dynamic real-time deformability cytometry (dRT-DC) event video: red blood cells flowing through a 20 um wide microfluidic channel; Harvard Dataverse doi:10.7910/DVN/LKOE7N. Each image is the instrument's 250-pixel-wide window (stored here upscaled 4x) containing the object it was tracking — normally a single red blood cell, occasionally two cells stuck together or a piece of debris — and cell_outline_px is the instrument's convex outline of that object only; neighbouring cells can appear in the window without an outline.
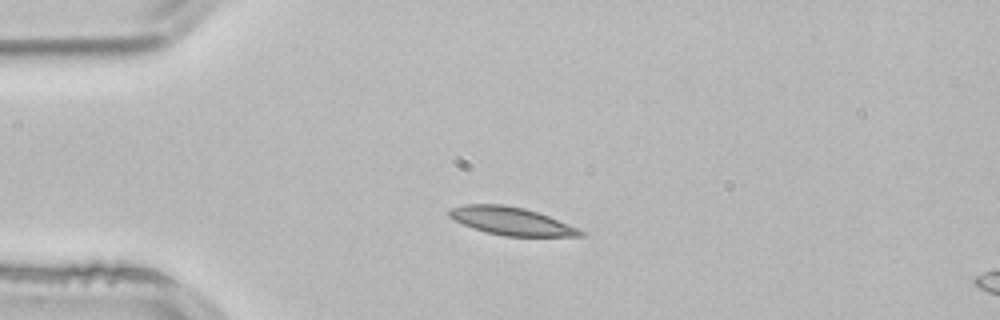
{"species": "common noctule bat (a hibernating species)", "species_latin": "Nyctalus noctula", "temperature_condition": "room temperature", "stored_images_in_passage": 2, "camera_frame_rate_fps": 3000, "um_per_image_px": 0.085, "animal": {"sex": "male", "body_mass_g": 21.5, "forearm_length_mm": 52.0}, "frame": {"image": 1, "passage_image": 2, "time_ms": 0.333, "image_size_px": [1000, 320], "cell_outline_px": [[584, 236], [504, 236], [472, 228], [448, 216], [448, 208], [464, 204], [504, 204], [524, 208], [540, 212], [580, 228], [584, 232]], "centroid_in_image_um": [43.48, 18.78], "position_along_channel_um": 41.5, "area_um2": 21.5}}